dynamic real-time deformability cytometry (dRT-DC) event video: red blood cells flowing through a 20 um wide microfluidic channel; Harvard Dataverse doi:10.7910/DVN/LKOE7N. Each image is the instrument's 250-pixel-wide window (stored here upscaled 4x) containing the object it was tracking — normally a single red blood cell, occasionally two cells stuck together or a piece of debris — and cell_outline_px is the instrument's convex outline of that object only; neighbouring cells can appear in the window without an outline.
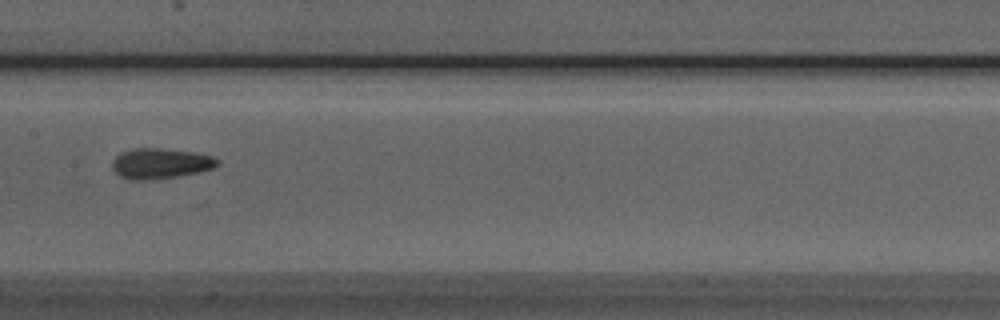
{"species": "Egyptian fruit bat (a non-hibernating species)", "species_latin": "Rousettus aegyptiacus", "temperature_condition": "room temperature", "stored_images_in_passage": 6, "camera_frame_rate_fps": 3000, "um_per_image_px": 0.085, "animal": {"sex": "male"}, "frame": {"image": 1, "passage_image": 6, "time_ms": 6.333, "image_size_px": [1000, 320], "cell_outline_px": [[220, 164], [212, 168], [200, 172], [152, 180], [128, 180], [120, 176], [112, 168], [112, 160], [120, 152], [136, 148], [160, 148], [192, 152], [212, 156]], "centroid_in_image_um": [13.59, 13.9], "position_along_channel_um": 193.8, "area_um2": 18.61}}